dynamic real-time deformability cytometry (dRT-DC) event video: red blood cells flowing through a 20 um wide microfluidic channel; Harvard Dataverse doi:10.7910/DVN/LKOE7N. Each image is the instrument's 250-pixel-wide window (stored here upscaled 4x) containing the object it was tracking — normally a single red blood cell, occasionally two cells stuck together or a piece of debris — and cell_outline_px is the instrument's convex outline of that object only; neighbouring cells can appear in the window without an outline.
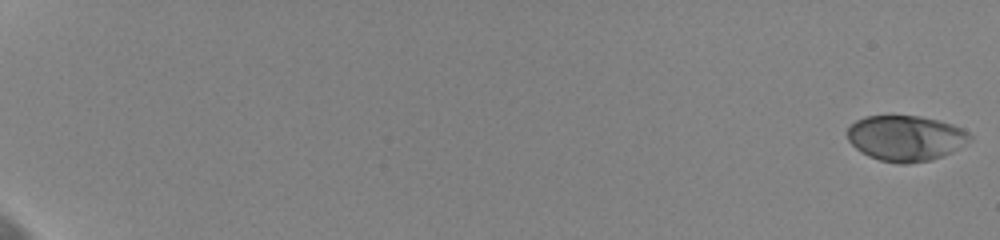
{"species": "human", "species_latin": "Homo sapiens", "temperature_condition": "cold", "stored_images_in_passage": 12, "camera_frame_rate_fps": 3000, "um_per_image_px": 0.085, "donor": {"sex": "female"}, "frame": {"image": 1, "passage_image": 1, "time_ms": 0.0, "image_size_px": [1000, 240], "cell_outline_px": [[972, 140], [952, 152], [944, 156], [932, 160], [908, 164], [900, 164], [880, 160], [868, 156], [860, 152], [848, 140], [848, 128], [856, 120], [864, 116], [920, 116], [952, 124], [968, 132], [972, 136]], "centroid_in_image_um": [76.99, 11.76], "position_along_channel_um": 8.0, "area_um2": 32.6}}